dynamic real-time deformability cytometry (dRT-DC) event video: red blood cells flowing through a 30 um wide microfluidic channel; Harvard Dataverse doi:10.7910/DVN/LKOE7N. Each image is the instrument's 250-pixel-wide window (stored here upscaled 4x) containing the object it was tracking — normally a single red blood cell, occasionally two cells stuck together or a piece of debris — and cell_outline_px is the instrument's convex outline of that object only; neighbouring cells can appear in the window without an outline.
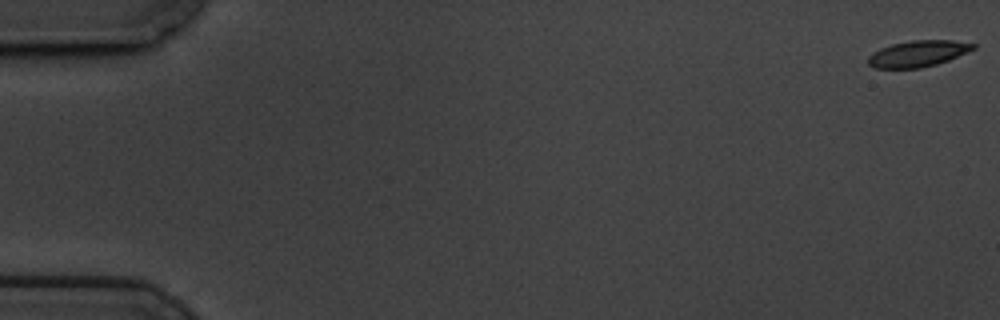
{"species": "common noctule bat (a hibernating species)", "species_latin": "Nyctalus noctula", "temperature_condition": "cold", "stored_images_in_passage": 7, "camera_frame_rate_fps": 3000, "um_per_image_px": 0.085, "animal": {"sex": "male", "body_mass_g": 19.5, "forearm_length_mm": 54.6}, "frame": {"image": 1, "passage_image": 1, "time_ms": 0.0, "image_size_px": [1000, 320], "cell_outline_px": [[976, 48], [948, 60], [936, 64], [920, 68], [872, 68], [868, 64], [868, 56], [880, 48], [892, 44], [912, 40], [952, 40], [976, 44]], "centroid_in_image_um": [78.01, 4.56], "position_along_channel_um": 7.0, "area_um2": 16.01}}
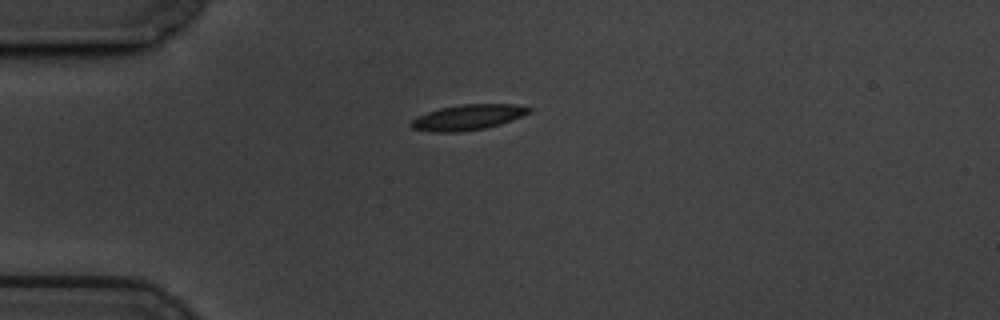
{"frame": {"image": 2, "passage_image": 5, "time_ms": 1.333, "image_size_px": [1000, 320], "cell_outline_px": [[532, 112], [512, 120], [500, 124], [484, 128], [460, 132], [432, 132], [412, 128], [408, 124], [416, 116], [440, 108], [460, 104], [516, 104], [532, 108]], "centroid_in_image_um": [39.77, 9.97], "position_along_channel_um": 45.2, "area_um2": 17.57}}
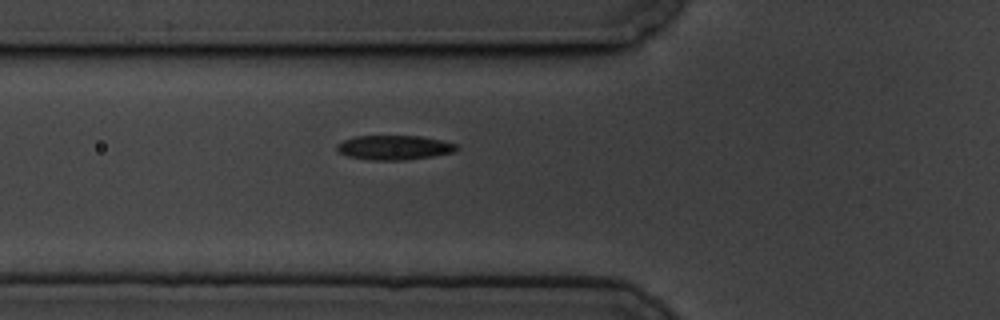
{"frame": {"image": 3, "passage_image": 7, "time_ms": 2.0, "image_size_px": [1000, 320], "cell_outline_px": [[460, 148], [456, 152], [432, 156], [404, 160], [372, 160], [348, 156], [340, 152], [336, 148], [336, 144], [344, 140], [356, 136], [420, 136], [440, 140], [456, 144]], "centroid_in_image_um": [33.53, 12.54], "position_along_channel_um": 92.3, "area_um2": 16.99}}